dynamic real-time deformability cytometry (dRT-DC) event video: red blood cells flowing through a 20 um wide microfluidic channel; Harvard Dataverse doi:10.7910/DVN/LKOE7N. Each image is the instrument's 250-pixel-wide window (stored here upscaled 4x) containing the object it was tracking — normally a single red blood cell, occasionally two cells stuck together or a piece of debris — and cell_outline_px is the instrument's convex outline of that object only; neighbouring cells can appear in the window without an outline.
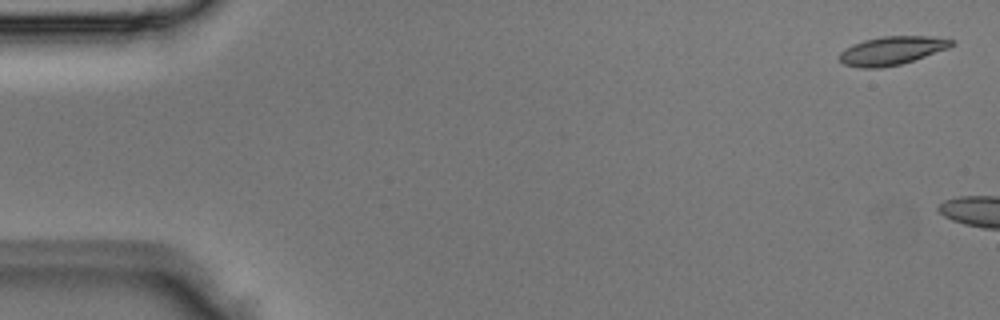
{"species": "Egyptian fruit bat (a non-hibernating species)", "species_latin": "Rousettus aegyptiacus", "temperature_condition": "room temperature", "stored_images_in_passage": 4, "camera_frame_rate_fps": 3000, "um_per_image_px": 0.085, "animal": {"sex": "male"}, "frame": {"image": 1, "passage_image": 1, "time_ms": 0.0, "image_size_px": [1000, 320], "cell_outline_px": [[956, 44], [948, 48], [900, 64], [880, 68], [860, 68], [844, 64], [840, 60], [840, 52], [864, 40], [880, 36], [928, 36], [956, 40]], "centroid_in_image_um": [75.84, 4.3], "position_along_channel_um": 9.2, "area_um2": 18.32}}